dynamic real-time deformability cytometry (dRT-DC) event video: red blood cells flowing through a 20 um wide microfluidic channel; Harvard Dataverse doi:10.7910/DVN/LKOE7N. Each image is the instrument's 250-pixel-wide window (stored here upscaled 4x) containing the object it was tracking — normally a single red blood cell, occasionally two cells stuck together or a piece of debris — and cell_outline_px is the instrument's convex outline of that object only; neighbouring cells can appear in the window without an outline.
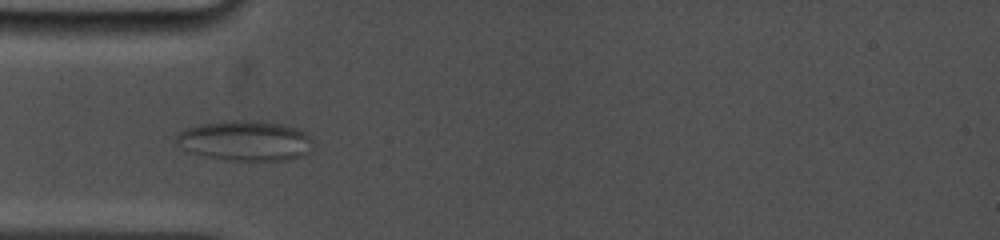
{"species": "common noctule bat (a hibernating species)", "species_latin": "Nyctalus noctula", "temperature_condition": "cold", "stored_images_in_passage": 20, "camera_frame_rate_fps": 5000, "um_per_image_px": 0.085, "animal": {"sex": "female", "body_mass_g": 19.0, "forearm_length_mm": 53.3}, "frame": {"image": 1, "passage_image": 11, "time_ms": 4.8, "image_size_px": [1000, 240], "cell_outline_px": [[312, 140], [308, 152], [300, 156], [284, 160], [228, 160], [204, 156], [188, 152], [176, 144], [172, 136], [184, 128], [200, 124], [240, 120], [244, 120], [280, 124], [296, 128], [312, 136]], "centroid_in_image_um": [20.76, 11.96], "position_along_channel_um": 64.2, "area_um2": 31.91}}
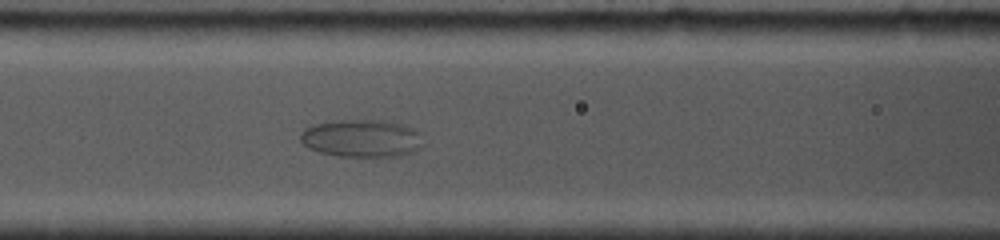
{"frame": {"image": 2, "passage_image": 15, "time_ms": 6.8, "image_size_px": [1000, 240], "cell_outline_px": [[424, 144], [420, 148], [412, 152], [400, 156], [340, 156], [320, 152], [308, 148], [300, 140], [300, 132], [304, 128], [316, 124], [332, 120], [388, 120], [404, 124], [416, 128], [424, 132]], "centroid_in_image_um": [30.83, 11.74], "position_along_channel_um": 135.8, "area_um2": 27.57}}
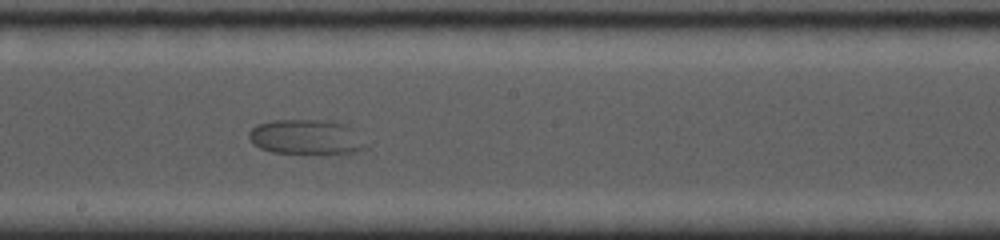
{"frame": {"image": 3, "passage_image": 20, "time_ms": 9.2, "image_size_px": [1000, 240], "cell_outline_px": [[368, 144], [364, 148], [348, 156], [308, 156], [272, 152], [260, 148], [252, 144], [248, 136], [248, 132], [256, 124], [272, 120], [328, 120], [344, 124], [352, 128]], "centroid_in_image_um": [26.07, 11.72], "position_along_channel_um": 222.1, "area_um2": 25.26}}